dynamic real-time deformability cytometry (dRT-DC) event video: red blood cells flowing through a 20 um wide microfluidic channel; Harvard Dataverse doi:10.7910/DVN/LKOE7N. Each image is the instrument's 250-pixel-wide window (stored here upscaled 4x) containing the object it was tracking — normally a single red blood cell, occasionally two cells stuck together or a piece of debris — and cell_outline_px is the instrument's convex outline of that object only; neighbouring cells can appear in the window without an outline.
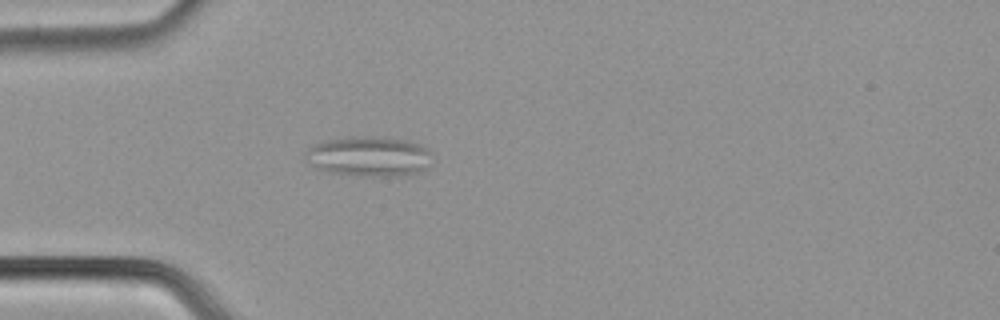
{"species": "common noctule bat (a hibernating species)", "species_latin": "Nyctalus noctula", "temperature_condition": "cold", "stored_images_in_passage": 13, "camera_frame_rate_fps": 3000, "um_per_image_px": 0.085, "animal": {"sex": "male", "body_mass_g": 21.5, "forearm_length_mm": 52.0}, "frame": {"image": 1, "passage_image": 6, "time_ms": 1.667, "image_size_px": [1000, 320], "cell_outline_px": [[432, 164], [420, 172], [408, 176], [360, 176], [328, 172], [312, 168], [308, 164], [304, 152], [312, 144], [324, 140], [344, 136], [364, 136], [404, 140], [420, 144], [428, 148], [432, 152]], "centroid_in_image_um": [31.35, 13.3], "position_along_channel_um": 53.7, "area_um2": 30.4}}
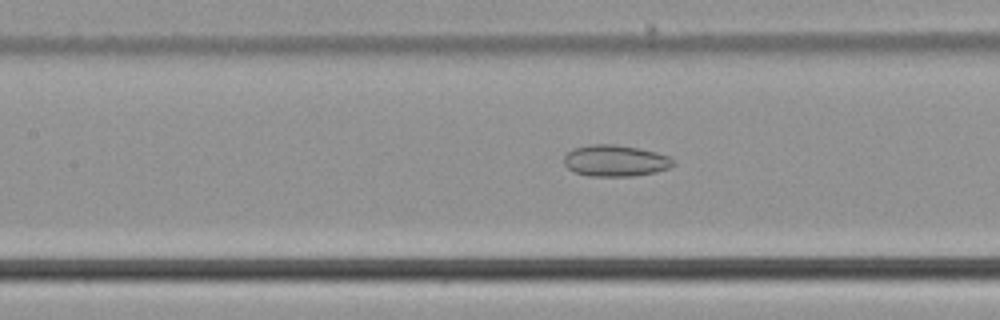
{"frame": {"image": 2, "passage_image": 11, "time_ms": 3.333, "image_size_px": [1000, 320], "cell_outline_px": [[676, 164], [668, 168], [656, 172], [632, 176], [588, 176], [576, 172], [568, 168], [564, 164], [564, 156], [572, 148], [592, 144], [616, 144], [640, 148], [656, 152], [668, 156], [676, 160]], "centroid_in_image_um": [52.32, 13.65], "position_along_channel_um": 155.1, "area_um2": 20.17}}